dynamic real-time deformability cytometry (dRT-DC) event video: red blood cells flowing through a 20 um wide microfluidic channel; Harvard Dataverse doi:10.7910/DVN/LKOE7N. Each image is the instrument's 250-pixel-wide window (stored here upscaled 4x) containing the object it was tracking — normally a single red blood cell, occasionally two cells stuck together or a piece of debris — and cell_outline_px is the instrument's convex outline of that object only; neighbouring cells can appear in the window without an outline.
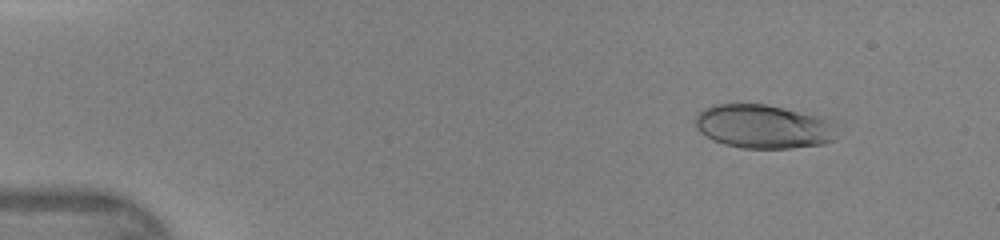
{"species": "human", "species_latin": "Homo sapiens", "temperature_condition": "warm", "stored_images_in_passage": 47, "camera_frame_rate_fps": 3000, "um_per_image_px": 0.085, "donor": {"sex": "female"}, "frame": {"image": 1, "passage_image": 6, "time_ms": 1.667, "image_size_px": [1000, 240], "cell_outline_px": [[832, 140], [824, 144], [792, 148], [744, 148], [724, 144], [712, 140], [700, 132], [696, 128], [692, 120], [696, 112], [712, 104], [764, 104], [784, 108], [816, 116], [828, 120]], "centroid_in_image_um": [64.7, 10.75], "position_along_channel_um": 20.3, "area_um2": 35.72}}
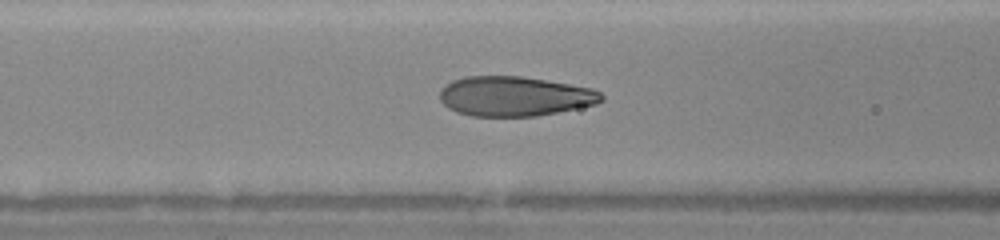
{"frame": {"image": 2, "passage_image": 20, "time_ms": 6.333, "image_size_px": [1000, 240], "cell_outline_px": [[604, 100], [596, 104], [536, 116], [472, 116], [456, 112], [448, 108], [440, 100], [440, 88], [452, 80], [464, 76], [520, 76], [592, 88], [600, 92], [604, 96]], "centroid_in_image_um": [43.71, 8.18], "position_along_channel_um": 122.9, "area_um2": 37.4}}
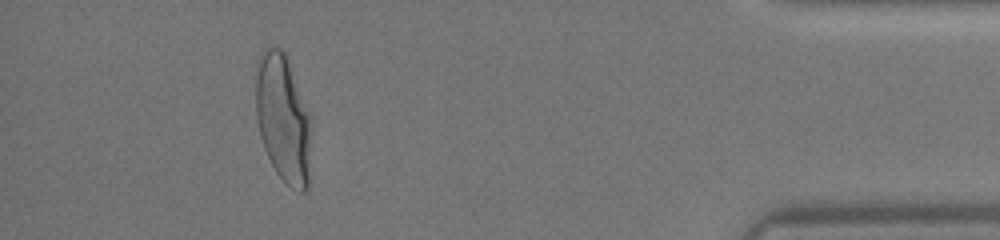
{"frame": {"image": 3, "passage_image": 43, "time_ms": 14.0, "image_size_px": [1000, 240], "cell_outline_px": [[312, 120], [308, 188], [304, 192], [300, 192], [292, 188], [276, 172], [264, 148], [260, 136], [256, 116], [256, 60], [260, 52], [268, 44], [272, 44], [280, 48], [284, 52]], "centroid_in_image_um": [24.05, 10.04], "position_along_channel_um": 411.1, "area_um2": 41.73}}